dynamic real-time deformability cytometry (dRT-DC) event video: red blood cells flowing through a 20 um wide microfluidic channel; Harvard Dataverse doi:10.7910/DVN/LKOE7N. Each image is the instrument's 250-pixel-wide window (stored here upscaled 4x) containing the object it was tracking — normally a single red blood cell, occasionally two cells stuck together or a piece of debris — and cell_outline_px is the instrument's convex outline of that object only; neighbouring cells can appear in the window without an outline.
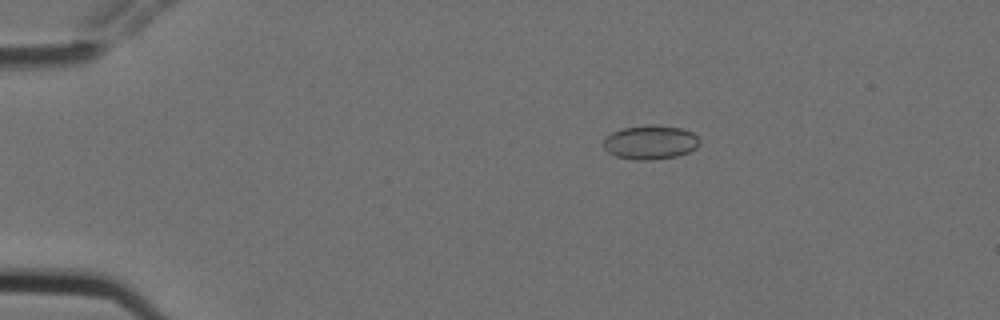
{"species": "Egyptian fruit bat (a non-hibernating species)", "species_latin": "Rousettus aegyptiacus", "temperature_condition": "cold", "stored_images_in_passage": 3, "camera_frame_rate_fps": 3000, "um_per_image_px": 0.085, "animal": {"sex": "female"}, "frame": {"image": 1, "passage_image": 1, "time_ms": 0.0, "image_size_px": [1000, 320], "cell_outline_px": [[700, 144], [696, 148], [688, 152], [676, 156], [652, 160], [636, 160], [616, 156], [608, 152], [604, 148], [604, 140], [612, 132], [624, 128], [648, 124], [652, 124], [680, 128], [692, 132], [700, 140]], "centroid_in_image_um": [55.29, 12.09], "position_along_channel_um": 29.7, "area_um2": 19.02}}